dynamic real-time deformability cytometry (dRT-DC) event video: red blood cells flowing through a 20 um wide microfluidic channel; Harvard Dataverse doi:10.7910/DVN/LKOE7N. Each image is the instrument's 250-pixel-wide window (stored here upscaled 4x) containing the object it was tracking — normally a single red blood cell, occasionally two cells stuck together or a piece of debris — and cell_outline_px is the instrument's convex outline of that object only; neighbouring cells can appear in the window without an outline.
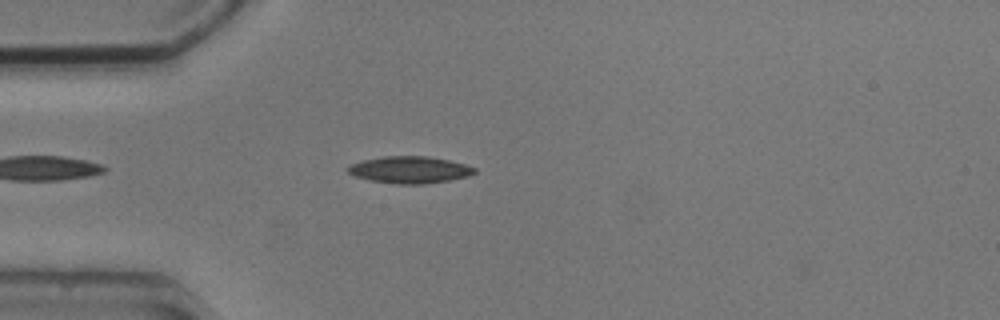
{"species": "common noctule bat (a hibernating species)", "species_latin": "Nyctalus noctula", "temperature_condition": "cold", "stored_images_in_passage": 4, "camera_frame_rate_fps": 3000, "um_per_image_px": 0.085, "animal": {"sex": "male", "body_mass_g": 20.5, "forearm_length_mm": 52.5}, "frame": {"image": 1, "passage_image": 3, "time_ms": 2.333, "image_size_px": [1000, 320], "cell_outline_px": [[476, 172], [468, 176], [448, 180], [424, 184], [396, 184], [372, 180], [356, 176], [348, 172], [348, 164], [360, 160], [384, 156], [428, 156], [448, 160], [464, 164], [476, 168]], "centroid_in_image_um": [34.8, 14.42], "position_along_channel_um": 50.2, "area_um2": 19.77}}